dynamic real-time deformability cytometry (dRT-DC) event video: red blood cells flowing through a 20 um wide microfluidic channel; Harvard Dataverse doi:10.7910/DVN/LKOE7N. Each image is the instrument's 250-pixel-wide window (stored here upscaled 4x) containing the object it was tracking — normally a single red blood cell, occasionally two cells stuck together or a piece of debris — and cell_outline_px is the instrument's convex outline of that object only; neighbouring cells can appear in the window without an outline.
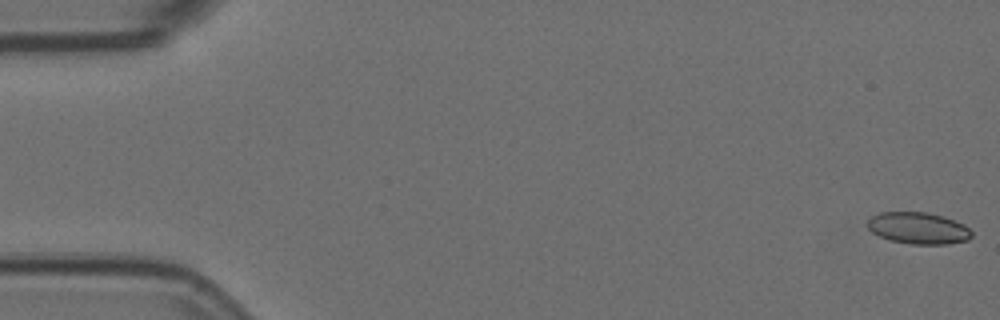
{"species": "Egyptian fruit bat (a non-hibernating species)", "species_latin": "Rousettus aegyptiacus", "temperature_condition": "room temperature", "stored_images_in_passage": 9, "camera_frame_rate_fps": 3000, "um_per_image_px": 0.085, "animal": {"sex": "female"}, "frame": {"image": 1, "passage_image": 1, "time_ms": 0.0, "image_size_px": [1000, 320], "cell_outline_px": [[972, 236], [968, 240], [948, 244], [912, 244], [888, 240], [872, 232], [868, 228], [868, 220], [872, 216], [880, 212], [928, 212], [944, 216], [964, 224], [972, 232]], "centroid_in_image_um": [78.07, 19.39], "position_along_channel_um": 6.9, "area_um2": 19.31}}
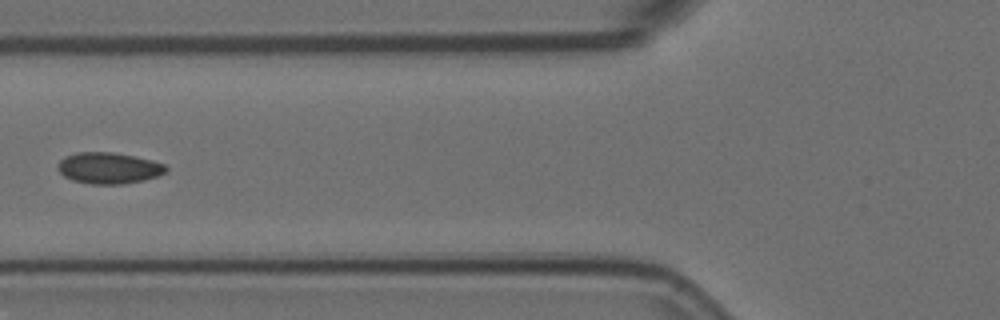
{"frame": {"image": 2, "passage_image": 7, "time_ms": 2.0, "image_size_px": [1000, 320], "cell_outline_px": [[168, 168], [164, 172], [156, 176], [144, 180], [120, 184], [92, 184], [72, 180], [64, 176], [56, 168], [56, 164], [64, 156], [76, 152], [112, 152], [152, 160], [164, 164]], "centroid_in_image_um": [9.18, 14.28], "position_along_channel_um": 116.6, "area_um2": 19.65}}
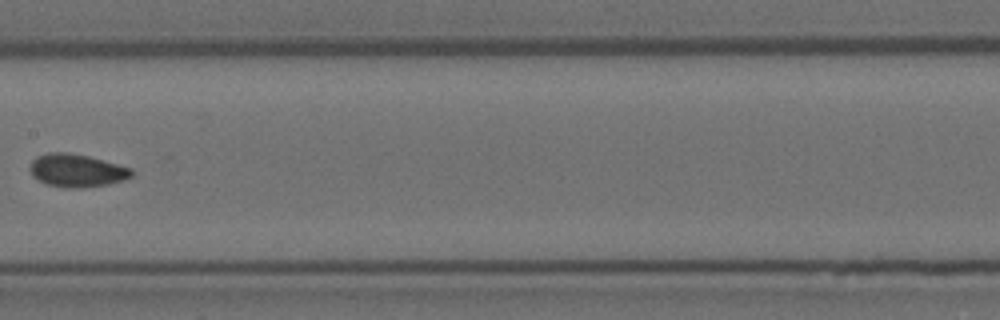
{"frame": {"image": 3, "passage_image": 9, "time_ms": 2.667, "image_size_px": [1000, 320], "cell_outline_px": [[132, 176], [124, 180], [108, 184], [80, 188], [64, 188], [44, 184], [32, 176], [28, 168], [32, 160], [36, 156], [48, 152], [68, 152], [88, 156], [132, 168]], "centroid_in_image_um": [6.47, 14.49], "position_along_channel_um": 200.9, "area_um2": 19.77}}